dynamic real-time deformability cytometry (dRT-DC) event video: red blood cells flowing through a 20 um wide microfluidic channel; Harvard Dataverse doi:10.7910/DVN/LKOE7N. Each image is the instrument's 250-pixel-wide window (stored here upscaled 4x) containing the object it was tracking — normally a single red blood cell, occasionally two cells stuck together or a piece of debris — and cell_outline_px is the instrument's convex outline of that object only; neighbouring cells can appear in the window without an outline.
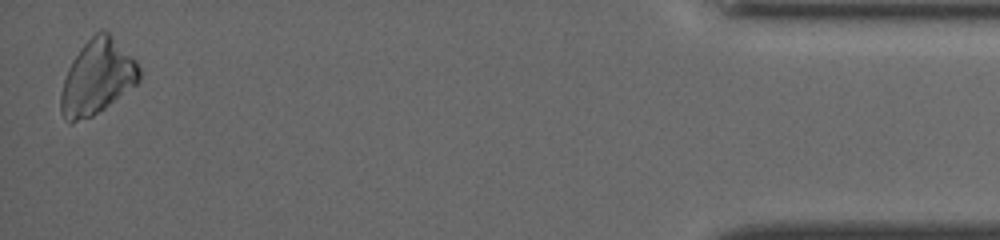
{"species": "common noctule bat (a hibernating species)", "species_latin": "Nyctalus noctula", "temperature_condition": "cold", "stored_images_in_passage": 42, "camera_frame_rate_fps": 3000, "um_per_image_px": 0.085, "animal": {"sex": "female", "body_mass_g": 19.5, "forearm_length_mm": 54.1}, "frame": {"image": 1, "passage_image": 42, "time_ms": 13.667, "image_size_px": [1000, 240], "cell_outline_px": [[140, 80], [136, 84], [104, 108], [92, 116], [72, 124], [68, 124], [64, 120], [60, 112], [60, 92], [68, 68], [72, 60], [80, 48], [100, 28], [104, 28], [136, 60], [140, 68]], "centroid_in_image_um": [8.23, 6.58], "position_along_channel_um": 427.0, "area_um2": 34.16}}